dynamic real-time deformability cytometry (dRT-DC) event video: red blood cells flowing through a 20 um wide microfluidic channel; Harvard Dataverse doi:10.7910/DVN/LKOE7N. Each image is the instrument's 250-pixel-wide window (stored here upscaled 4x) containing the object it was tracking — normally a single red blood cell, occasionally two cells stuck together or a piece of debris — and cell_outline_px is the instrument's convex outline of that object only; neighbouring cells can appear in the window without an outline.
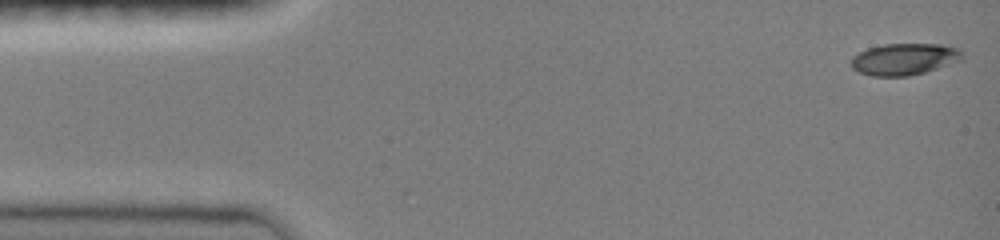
{"species": "common noctule bat (a hibernating species)", "species_latin": "Nyctalus noctula", "temperature_condition": "room temperature", "stored_images_in_passage": 12, "camera_frame_rate_fps": 3000, "um_per_image_px": 0.085, "animal": {"sex": "female", "body_mass_g": 19.0, "forearm_length_mm": 51.5}, "frame": {"image": 1, "passage_image": 1, "time_ms": 0.0, "image_size_px": [1000, 240], "cell_outline_px": [[964, 60], [924, 72], [908, 76], [872, 76], [860, 72], [852, 68], [852, 56], [868, 48], [884, 44], [940, 44], [960, 48], [964, 56]], "centroid_in_image_um": [76.91, 5.02], "position_along_channel_um": 8.1, "area_um2": 20.58}}
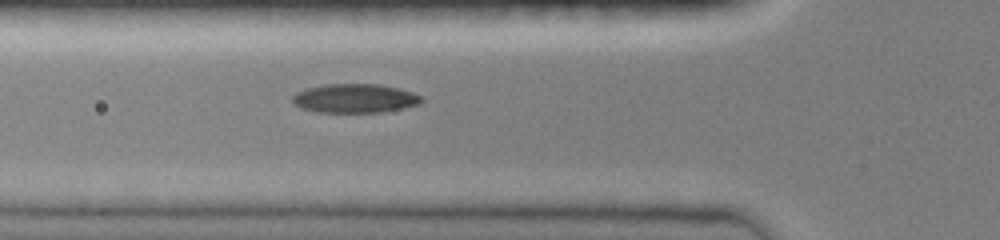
{"frame": {"image": 2, "passage_image": 10, "time_ms": 3.0, "image_size_px": [1000, 240], "cell_outline_px": [[424, 100], [420, 104], [404, 108], [380, 112], [316, 112], [300, 108], [292, 100], [292, 96], [296, 92], [308, 88], [328, 84], [376, 84], [400, 88], [412, 92], [420, 96]], "centroid_in_image_um": [30.18, 8.36], "position_along_channel_um": 95.6, "area_um2": 21.73}}
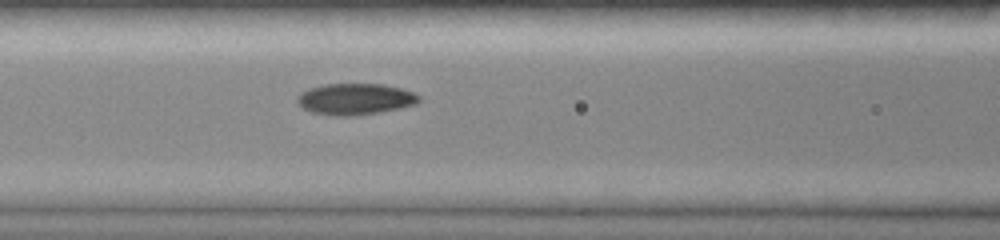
{"frame": {"image": 3, "passage_image": 12, "time_ms": 3.667, "image_size_px": [1000, 240], "cell_outline_px": [[420, 100], [416, 104], [400, 108], [380, 112], [356, 116], [332, 116], [312, 112], [296, 104], [296, 96], [300, 92], [308, 88], [324, 84], [380, 84], [400, 88], [412, 92], [420, 96]], "centroid_in_image_um": [30.14, 8.43], "position_along_channel_um": 136.5, "area_um2": 22.43}}